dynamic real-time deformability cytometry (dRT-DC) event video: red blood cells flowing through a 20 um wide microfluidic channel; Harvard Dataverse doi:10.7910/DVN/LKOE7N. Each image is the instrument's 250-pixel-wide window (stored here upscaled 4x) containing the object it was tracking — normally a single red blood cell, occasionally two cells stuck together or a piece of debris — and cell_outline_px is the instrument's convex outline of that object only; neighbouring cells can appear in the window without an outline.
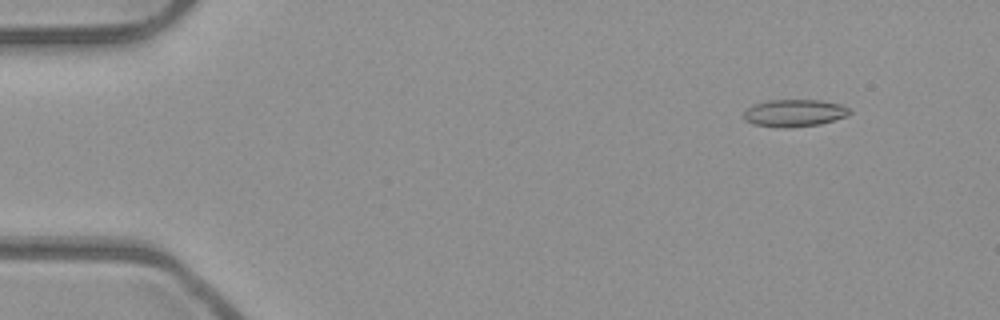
{"species": "common noctule bat (a hibernating species)", "species_latin": "Nyctalus noctula", "temperature_condition": "room temperature", "stored_images_in_passage": 6, "camera_frame_rate_fps": 3000, "um_per_image_px": 0.085, "animal": {"sex": "male", "body_mass_g": 23.1, "forearm_length_mm": 52.7}, "frame": {"image": 1, "passage_image": 2, "time_ms": 0.333, "image_size_px": [1000, 320], "cell_outline_px": [[852, 112], [848, 116], [820, 124], [784, 128], [752, 124], [744, 120], [744, 112], [748, 108], [756, 104], [768, 100], [820, 100], [840, 104], [848, 108]], "centroid_in_image_um": [67.54, 9.61], "position_along_channel_um": 17.5, "area_um2": 16.76}}